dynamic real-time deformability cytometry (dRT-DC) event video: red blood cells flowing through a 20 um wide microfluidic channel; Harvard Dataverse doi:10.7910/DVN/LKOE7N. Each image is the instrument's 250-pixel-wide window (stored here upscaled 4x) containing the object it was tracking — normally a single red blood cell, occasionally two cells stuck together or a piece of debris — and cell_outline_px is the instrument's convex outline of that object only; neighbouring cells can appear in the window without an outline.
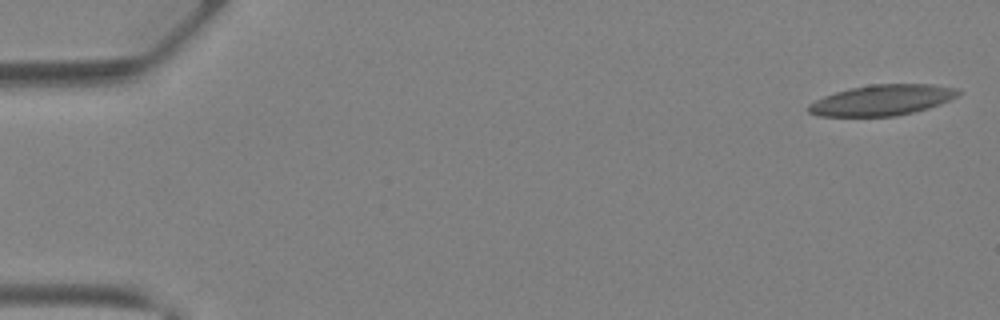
{"species": "Egyptian fruit bat (a non-hibernating species)", "species_latin": "Rousettus aegyptiacus", "temperature_condition": "warm", "stored_images_in_passage": 7, "camera_frame_rate_fps": 3000, "um_per_image_px": 0.085, "animal": {"sex": "female"}, "frame": {"image": 1, "passage_image": 1, "time_ms": 0.0, "image_size_px": [1000, 320], "cell_outline_px": [[960, 92], [956, 96], [940, 104], [928, 108], [896, 116], [820, 116], [808, 112], [808, 104], [824, 96], [836, 92], [852, 88], [872, 84], [932, 84], [956, 88]], "centroid_in_image_um": [74.97, 8.51], "position_along_channel_um": 10.0, "area_um2": 26.47}}